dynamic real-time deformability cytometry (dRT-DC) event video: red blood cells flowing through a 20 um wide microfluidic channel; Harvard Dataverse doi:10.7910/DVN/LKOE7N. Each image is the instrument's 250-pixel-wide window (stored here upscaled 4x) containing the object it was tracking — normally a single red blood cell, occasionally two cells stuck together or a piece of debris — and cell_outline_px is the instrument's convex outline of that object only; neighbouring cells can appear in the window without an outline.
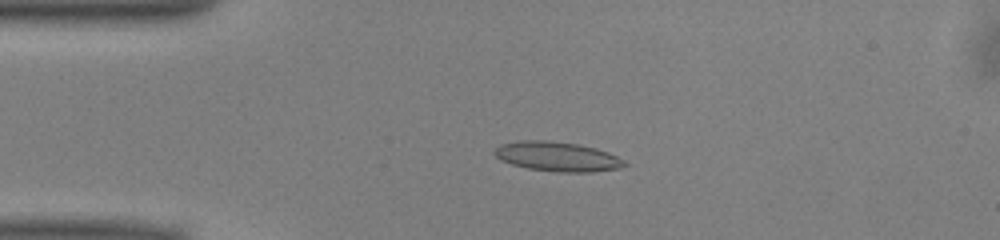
{"species": "common noctule bat (a hibernating species)", "species_latin": "Nyctalus noctula", "temperature_condition": "warm", "stored_images_in_passage": 50, "camera_frame_rate_fps": 3000, "um_per_image_px": 0.085, "animal": {"sex": "male", "body_mass_g": 13.0, "forearm_length_mm": 53.1}, "frame": {"image": 1, "passage_image": 11, "time_ms": 3.333, "image_size_px": [1000, 240], "cell_outline_px": [[628, 164], [620, 168], [592, 172], [556, 172], [528, 168], [512, 164], [500, 160], [492, 152], [500, 144], [520, 140], [548, 140], [580, 144], [596, 148], [608, 152], [624, 160]], "centroid_in_image_um": [47.37, 13.3], "position_along_channel_um": 37.6, "area_um2": 22.54}}
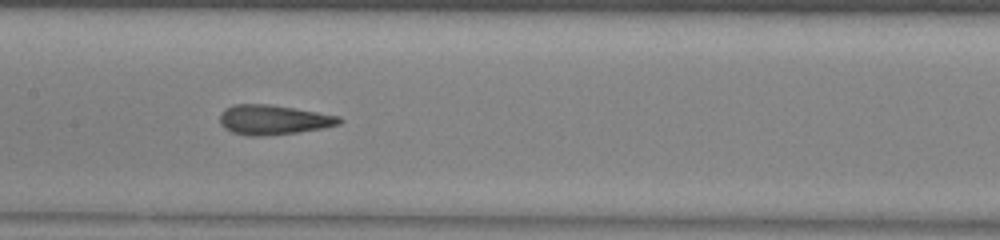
{"frame": {"image": 2, "passage_image": 24, "time_ms": 7.667, "image_size_px": [1000, 240], "cell_outline_px": [[344, 120], [340, 124], [320, 128], [296, 132], [260, 136], [248, 136], [232, 132], [224, 128], [220, 124], [220, 112], [224, 108], [232, 104], [268, 104], [340, 116]], "centroid_in_image_um": [23.18, 10.17], "position_along_channel_um": 184.2, "area_um2": 20.58}}
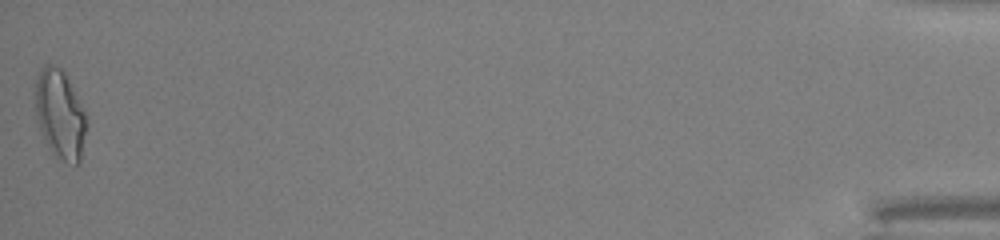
{"frame": {"image": 3, "passage_image": 50, "time_ms": 16.333, "image_size_px": [1000, 240], "cell_outline_px": [[88, 124], [80, 164], [68, 164], [56, 156], [52, 152], [40, 132], [36, 120], [36, 80], [40, 68], [44, 64], [52, 64], [60, 68], [64, 72], [84, 112]], "centroid_in_image_um": [5.1, 9.76], "position_along_channel_um": 430.1, "area_um2": 26.53}, "authors_computed_cell_mechanics": {"area_um2": 20.7791, "velocity_mm_per_s": 4.0556, "shape_relaxation_time_tau1_ms": 7.5375, "shape_relaxation_time_tau2_ms": 1.4631, "deformation_change_tau1": 0.2252, "deformation_change_tau2": 0.1094}}